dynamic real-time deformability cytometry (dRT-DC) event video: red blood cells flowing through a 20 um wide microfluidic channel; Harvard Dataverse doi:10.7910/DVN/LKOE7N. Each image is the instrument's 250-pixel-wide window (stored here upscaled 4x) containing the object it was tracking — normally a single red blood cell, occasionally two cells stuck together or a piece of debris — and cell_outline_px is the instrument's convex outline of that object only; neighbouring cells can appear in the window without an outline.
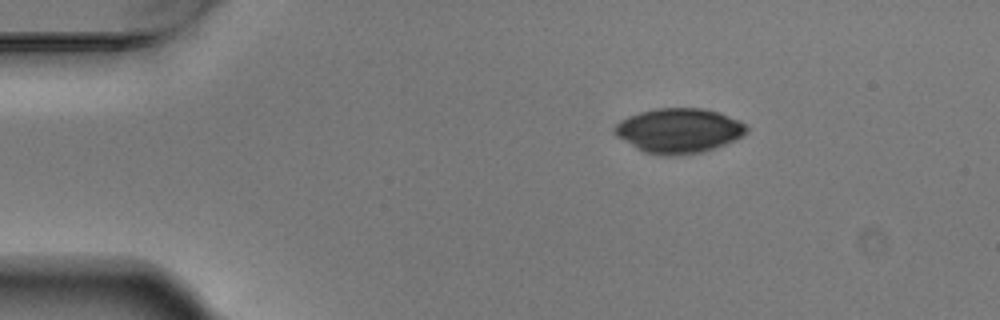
{"species": "Egyptian fruit bat (a non-hibernating species)", "species_latin": "Rousettus aegyptiacus", "temperature_condition": "warm", "stored_images_in_passage": 2, "camera_frame_rate_fps": 3000, "um_per_image_px": 0.085, "animal": {"sex": "male"}, "frame": {"image": 1, "passage_image": 1, "time_ms": 0.0, "image_size_px": [1000, 320], "cell_outline_px": [[748, 132], [724, 144], [700, 152], [676, 156], [664, 156], [644, 152], [636, 148], [616, 136], [612, 132], [612, 128], [620, 120], [628, 116], [640, 112], [656, 108], [700, 108], [716, 112], [740, 120], [748, 128]], "centroid_in_image_um": [57.64, 11.1], "position_along_channel_um": 27.4, "area_um2": 34.22}}